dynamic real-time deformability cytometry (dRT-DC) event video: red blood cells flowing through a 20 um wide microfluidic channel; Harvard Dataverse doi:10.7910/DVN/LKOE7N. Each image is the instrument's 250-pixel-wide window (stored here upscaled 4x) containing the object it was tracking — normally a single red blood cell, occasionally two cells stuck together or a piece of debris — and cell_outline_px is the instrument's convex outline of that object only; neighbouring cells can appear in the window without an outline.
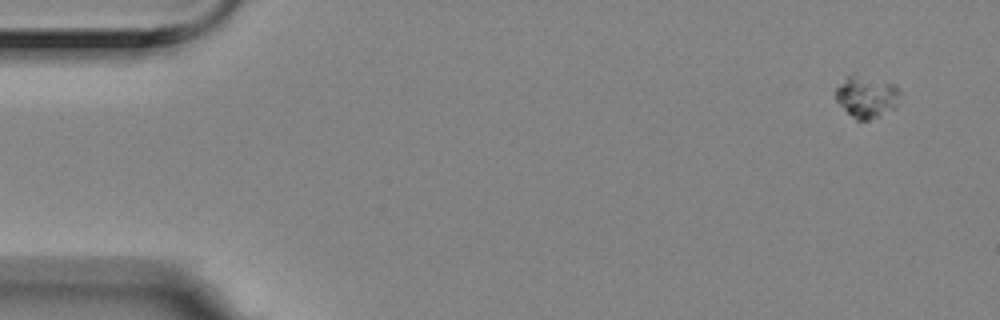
{"species": "Egyptian fruit bat (a non-hibernating species)", "species_latin": "Rousettus aegyptiacus", "temperature_condition": "room temperature", "stored_images_in_passage": 5, "camera_frame_rate_fps": 3000, "um_per_image_px": 0.085, "animal": {"sex": "female"}, "frame": {"image": 1, "passage_image": 1, "time_ms": 0.0, "image_size_px": [1000, 320], "cell_outline_px": [[900, 96], [896, 108], [868, 120], [856, 120], [836, 100], [836, 88], [852, 72], [896, 84], [900, 92]], "centroid_in_image_um": [73.69, 8.19], "position_along_channel_um": 11.3, "area_um2": 15.72}}
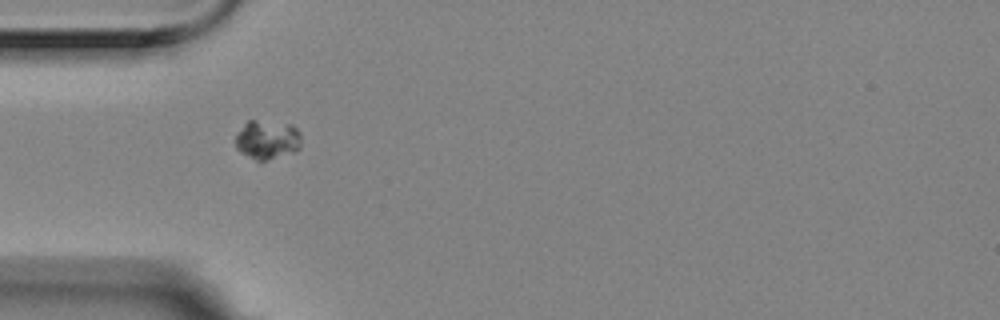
{"frame": {"image": 2, "passage_image": 4, "time_ms": 1.0, "image_size_px": [1000, 320], "cell_outline_px": [[300, 148], [296, 152], [268, 160], [256, 160], [240, 152], [236, 148], [236, 136], [244, 124], [248, 120], [256, 120], [292, 124], [300, 132]], "centroid_in_image_um": [22.75, 11.88], "position_along_channel_um": 62.3, "area_um2": 15.03}}
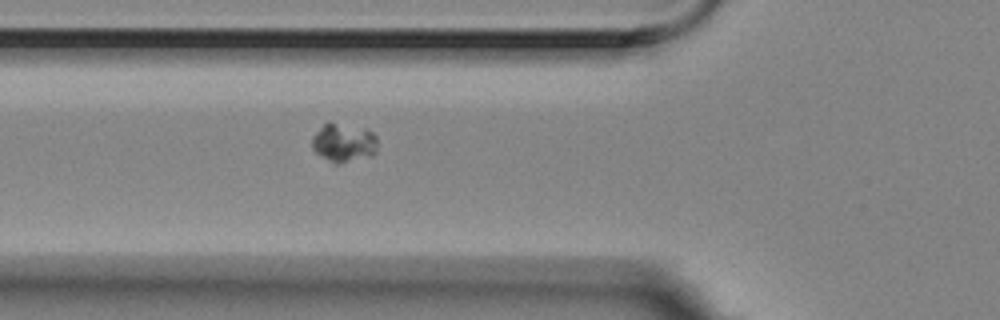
{"frame": {"image": 3, "passage_image": 5, "time_ms": 1.333, "image_size_px": [1000, 320], "cell_outline_px": [[376, 152], [372, 156], [336, 164], [320, 156], [312, 148], [312, 136], [328, 120], [368, 128], [376, 136]], "centroid_in_image_um": [29.22, 12.09], "position_along_channel_um": 96.6, "area_um2": 15.09}}